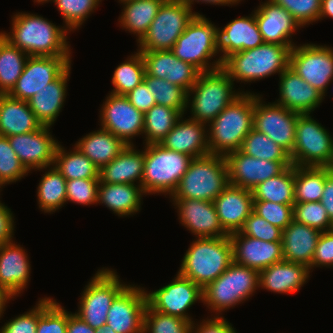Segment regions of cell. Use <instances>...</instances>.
I'll return each mask as SVG.
<instances>
[{"mask_svg":"<svg viewBox=\"0 0 333 333\" xmlns=\"http://www.w3.org/2000/svg\"><path fill=\"white\" fill-rule=\"evenodd\" d=\"M10 32L0 31L12 45L29 56L71 55L68 33L65 26H56L41 15L16 12L11 17Z\"/></svg>","mask_w":333,"mask_h":333,"instance_id":"cell-1","label":"cell"},{"mask_svg":"<svg viewBox=\"0 0 333 333\" xmlns=\"http://www.w3.org/2000/svg\"><path fill=\"white\" fill-rule=\"evenodd\" d=\"M254 108L255 93L243 92L207 125L210 154L226 156L240 149L253 129Z\"/></svg>","mask_w":333,"mask_h":333,"instance_id":"cell-2","label":"cell"},{"mask_svg":"<svg viewBox=\"0 0 333 333\" xmlns=\"http://www.w3.org/2000/svg\"><path fill=\"white\" fill-rule=\"evenodd\" d=\"M181 262L178 273L205 288L233 262L230 236L195 238Z\"/></svg>","mask_w":333,"mask_h":333,"instance_id":"cell-3","label":"cell"},{"mask_svg":"<svg viewBox=\"0 0 333 333\" xmlns=\"http://www.w3.org/2000/svg\"><path fill=\"white\" fill-rule=\"evenodd\" d=\"M294 46L263 43L259 47L243 50L228 56L222 69L234 82L252 83L271 75L278 76L289 67L290 52Z\"/></svg>","mask_w":333,"mask_h":333,"instance_id":"cell-4","label":"cell"},{"mask_svg":"<svg viewBox=\"0 0 333 333\" xmlns=\"http://www.w3.org/2000/svg\"><path fill=\"white\" fill-rule=\"evenodd\" d=\"M234 84L222 68L200 73L188 91L187 109L190 108L191 115L188 117L208 125L243 92H250L237 91Z\"/></svg>","mask_w":333,"mask_h":333,"instance_id":"cell-5","label":"cell"},{"mask_svg":"<svg viewBox=\"0 0 333 333\" xmlns=\"http://www.w3.org/2000/svg\"><path fill=\"white\" fill-rule=\"evenodd\" d=\"M259 288V271L232 262L213 282L203 288V305L219 316L248 301ZM215 314V315H214Z\"/></svg>","mask_w":333,"mask_h":333,"instance_id":"cell-6","label":"cell"},{"mask_svg":"<svg viewBox=\"0 0 333 333\" xmlns=\"http://www.w3.org/2000/svg\"><path fill=\"white\" fill-rule=\"evenodd\" d=\"M228 185L225 156L209 154L191 160L170 199L214 201Z\"/></svg>","mask_w":333,"mask_h":333,"instance_id":"cell-7","label":"cell"},{"mask_svg":"<svg viewBox=\"0 0 333 333\" xmlns=\"http://www.w3.org/2000/svg\"><path fill=\"white\" fill-rule=\"evenodd\" d=\"M144 172L141 187L146 195L170 196L193 158L164 148L159 143L144 145Z\"/></svg>","mask_w":333,"mask_h":333,"instance_id":"cell-8","label":"cell"},{"mask_svg":"<svg viewBox=\"0 0 333 333\" xmlns=\"http://www.w3.org/2000/svg\"><path fill=\"white\" fill-rule=\"evenodd\" d=\"M171 51L178 59L193 65L201 73L222 67L221 58H215L219 56L218 26L204 15L193 18Z\"/></svg>","mask_w":333,"mask_h":333,"instance_id":"cell-9","label":"cell"},{"mask_svg":"<svg viewBox=\"0 0 333 333\" xmlns=\"http://www.w3.org/2000/svg\"><path fill=\"white\" fill-rule=\"evenodd\" d=\"M129 284L124 283L114 269H98L81 292L74 314L94 329L103 328L112 302Z\"/></svg>","mask_w":333,"mask_h":333,"instance_id":"cell-10","label":"cell"},{"mask_svg":"<svg viewBox=\"0 0 333 333\" xmlns=\"http://www.w3.org/2000/svg\"><path fill=\"white\" fill-rule=\"evenodd\" d=\"M289 156L294 166L330 167L333 162V137L311 114H300L294 148Z\"/></svg>","mask_w":333,"mask_h":333,"instance_id":"cell-11","label":"cell"},{"mask_svg":"<svg viewBox=\"0 0 333 333\" xmlns=\"http://www.w3.org/2000/svg\"><path fill=\"white\" fill-rule=\"evenodd\" d=\"M196 15L181 0H165L148 31L137 43L138 51L171 50Z\"/></svg>","mask_w":333,"mask_h":333,"instance_id":"cell-12","label":"cell"},{"mask_svg":"<svg viewBox=\"0 0 333 333\" xmlns=\"http://www.w3.org/2000/svg\"><path fill=\"white\" fill-rule=\"evenodd\" d=\"M289 67L321 92L325 99L333 79V47L315 43L296 44L290 52Z\"/></svg>","mask_w":333,"mask_h":333,"instance_id":"cell-13","label":"cell"},{"mask_svg":"<svg viewBox=\"0 0 333 333\" xmlns=\"http://www.w3.org/2000/svg\"><path fill=\"white\" fill-rule=\"evenodd\" d=\"M297 112L275 103H266L262 94L255 93L253 128L267 135L289 155L295 143Z\"/></svg>","mask_w":333,"mask_h":333,"instance_id":"cell-14","label":"cell"},{"mask_svg":"<svg viewBox=\"0 0 333 333\" xmlns=\"http://www.w3.org/2000/svg\"><path fill=\"white\" fill-rule=\"evenodd\" d=\"M175 276L169 284L155 291H147L145 288L147 304L155 311L192 323L194 320L188 311L197 301L203 302V289L178 272Z\"/></svg>","mask_w":333,"mask_h":333,"instance_id":"cell-15","label":"cell"},{"mask_svg":"<svg viewBox=\"0 0 333 333\" xmlns=\"http://www.w3.org/2000/svg\"><path fill=\"white\" fill-rule=\"evenodd\" d=\"M71 56H29L21 76L8 95L14 99L29 101L72 65Z\"/></svg>","mask_w":333,"mask_h":333,"instance_id":"cell-16","label":"cell"},{"mask_svg":"<svg viewBox=\"0 0 333 333\" xmlns=\"http://www.w3.org/2000/svg\"><path fill=\"white\" fill-rule=\"evenodd\" d=\"M100 127L110 131L126 145L144 131V113L137 110L124 95L109 93L99 111Z\"/></svg>","mask_w":333,"mask_h":333,"instance_id":"cell-17","label":"cell"},{"mask_svg":"<svg viewBox=\"0 0 333 333\" xmlns=\"http://www.w3.org/2000/svg\"><path fill=\"white\" fill-rule=\"evenodd\" d=\"M146 306L145 288L129 284L112 302L106 327L117 333H143Z\"/></svg>","mask_w":333,"mask_h":333,"instance_id":"cell-18","label":"cell"},{"mask_svg":"<svg viewBox=\"0 0 333 333\" xmlns=\"http://www.w3.org/2000/svg\"><path fill=\"white\" fill-rule=\"evenodd\" d=\"M229 184L252 190L259 183L281 174L291 162H276L254 158L240 150L226 156Z\"/></svg>","mask_w":333,"mask_h":333,"instance_id":"cell-19","label":"cell"},{"mask_svg":"<svg viewBox=\"0 0 333 333\" xmlns=\"http://www.w3.org/2000/svg\"><path fill=\"white\" fill-rule=\"evenodd\" d=\"M50 130L51 127L42 126L36 131L7 137L12 149L29 172L54 165L59 142Z\"/></svg>","mask_w":333,"mask_h":333,"instance_id":"cell-20","label":"cell"},{"mask_svg":"<svg viewBox=\"0 0 333 333\" xmlns=\"http://www.w3.org/2000/svg\"><path fill=\"white\" fill-rule=\"evenodd\" d=\"M177 209L180 224L195 238L229 236L222 228L213 201L170 199Z\"/></svg>","mask_w":333,"mask_h":333,"instance_id":"cell-21","label":"cell"},{"mask_svg":"<svg viewBox=\"0 0 333 333\" xmlns=\"http://www.w3.org/2000/svg\"><path fill=\"white\" fill-rule=\"evenodd\" d=\"M141 55L147 75L165 79L187 92L201 73L193 65L178 59L171 50L141 51Z\"/></svg>","mask_w":333,"mask_h":333,"instance_id":"cell-22","label":"cell"},{"mask_svg":"<svg viewBox=\"0 0 333 333\" xmlns=\"http://www.w3.org/2000/svg\"><path fill=\"white\" fill-rule=\"evenodd\" d=\"M233 262L261 271L283 261L282 241L268 242L235 232L229 235Z\"/></svg>","mask_w":333,"mask_h":333,"instance_id":"cell-23","label":"cell"},{"mask_svg":"<svg viewBox=\"0 0 333 333\" xmlns=\"http://www.w3.org/2000/svg\"><path fill=\"white\" fill-rule=\"evenodd\" d=\"M255 18L264 43L295 46L292 37L301 27L292 15L271 0L260 2L256 7Z\"/></svg>","mask_w":333,"mask_h":333,"instance_id":"cell-24","label":"cell"},{"mask_svg":"<svg viewBox=\"0 0 333 333\" xmlns=\"http://www.w3.org/2000/svg\"><path fill=\"white\" fill-rule=\"evenodd\" d=\"M279 98L275 103L299 114H312L324 100V95L303 80L291 67L279 76Z\"/></svg>","mask_w":333,"mask_h":333,"instance_id":"cell-25","label":"cell"},{"mask_svg":"<svg viewBox=\"0 0 333 333\" xmlns=\"http://www.w3.org/2000/svg\"><path fill=\"white\" fill-rule=\"evenodd\" d=\"M183 114L172 130L159 143L164 148L199 158L210 154L208 126Z\"/></svg>","mask_w":333,"mask_h":333,"instance_id":"cell-26","label":"cell"},{"mask_svg":"<svg viewBox=\"0 0 333 333\" xmlns=\"http://www.w3.org/2000/svg\"><path fill=\"white\" fill-rule=\"evenodd\" d=\"M264 43L255 18V10L218 27V50L222 62L230 55L259 47Z\"/></svg>","mask_w":333,"mask_h":333,"instance_id":"cell-27","label":"cell"},{"mask_svg":"<svg viewBox=\"0 0 333 333\" xmlns=\"http://www.w3.org/2000/svg\"><path fill=\"white\" fill-rule=\"evenodd\" d=\"M223 230L239 232L253 211L252 191L229 184L213 201Z\"/></svg>","mask_w":333,"mask_h":333,"instance_id":"cell-28","label":"cell"},{"mask_svg":"<svg viewBox=\"0 0 333 333\" xmlns=\"http://www.w3.org/2000/svg\"><path fill=\"white\" fill-rule=\"evenodd\" d=\"M23 245L12 242L0 245V287L14 297L23 293L30 282L31 262Z\"/></svg>","mask_w":333,"mask_h":333,"instance_id":"cell-29","label":"cell"},{"mask_svg":"<svg viewBox=\"0 0 333 333\" xmlns=\"http://www.w3.org/2000/svg\"><path fill=\"white\" fill-rule=\"evenodd\" d=\"M310 276L306 265L283 260L259 271V289L261 287L275 294H294Z\"/></svg>","mask_w":333,"mask_h":333,"instance_id":"cell-30","label":"cell"},{"mask_svg":"<svg viewBox=\"0 0 333 333\" xmlns=\"http://www.w3.org/2000/svg\"><path fill=\"white\" fill-rule=\"evenodd\" d=\"M71 65L53 82L39 90L28 102L30 109L42 126L52 127L57 120L67 96V83Z\"/></svg>","mask_w":333,"mask_h":333,"instance_id":"cell-31","label":"cell"},{"mask_svg":"<svg viewBox=\"0 0 333 333\" xmlns=\"http://www.w3.org/2000/svg\"><path fill=\"white\" fill-rule=\"evenodd\" d=\"M321 231L292 221L282 231L283 259L288 262L311 266Z\"/></svg>","mask_w":333,"mask_h":333,"instance_id":"cell-32","label":"cell"},{"mask_svg":"<svg viewBox=\"0 0 333 333\" xmlns=\"http://www.w3.org/2000/svg\"><path fill=\"white\" fill-rule=\"evenodd\" d=\"M137 150L135 145L127 147L110 163L99 170V178L107 184H136L141 186L144 172V146Z\"/></svg>","mask_w":333,"mask_h":333,"instance_id":"cell-33","label":"cell"},{"mask_svg":"<svg viewBox=\"0 0 333 333\" xmlns=\"http://www.w3.org/2000/svg\"><path fill=\"white\" fill-rule=\"evenodd\" d=\"M144 195L140 185L107 184L100 181L97 204L105 205L118 217H129L140 212Z\"/></svg>","mask_w":333,"mask_h":333,"instance_id":"cell-34","label":"cell"},{"mask_svg":"<svg viewBox=\"0 0 333 333\" xmlns=\"http://www.w3.org/2000/svg\"><path fill=\"white\" fill-rule=\"evenodd\" d=\"M42 127L27 101L0 94V135L14 136L36 131Z\"/></svg>","mask_w":333,"mask_h":333,"instance_id":"cell-35","label":"cell"},{"mask_svg":"<svg viewBox=\"0 0 333 333\" xmlns=\"http://www.w3.org/2000/svg\"><path fill=\"white\" fill-rule=\"evenodd\" d=\"M74 145L91 160L99 170L104 165L110 163L127 147L121 139L101 127L99 130L86 134Z\"/></svg>","mask_w":333,"mask_h":333,"instance_id":"cell-36","label":"cell"},{"mask_svg":"<svg viewBox=\"0 0 333 333\" xmlns=\"http://www.w3.org/2000/svg\"><path fill=\"white\" fill-rule=\"evenodd\" d=\"M165 0H129L118 1L123 5L118 17L122 30L136 35L137 43L146 34L151 22L156 17L158 10Z\"/></svg>","mask_w":333,"mask_h":333,"instance_id":"cell-37","label":"cell"},{"mask_svg":"<svg viewBox=\"0 0 333 333\" xmlns=\"http://www.w3.org/2000/svg\"><path fill=\"white\" fill-rule=\"evenodd\" d=\"M38 171H45L39 181L36 193L39 209L44 213L53 214L67 203V180L54 166L38 169Z\"/></svg>","mask_w":333,"mask_h":333,"instance_id":"cell-38","label":"cell"},{"mask_svg":"<svg viewBox=\"0 0 333 333\" xmlns=\"http://www.w3.org/2000/svg\"><path fill=\"white\" fill-rule=\"evenodd\" d=\"M330 167L294 166L295 203L321 201Z\"/></svg>","mask_w":333,"mask_h":333,"instance_id":"cell-39","label":"cell"},{"mask_svg":"<svg viewBox=\"0 0 333 333\" xmlns=\"http://www.w3.org/2000/svg\"><path fill=\"white\" fill-rule=\"evenodd\" d=\"M66 180L99 178V169L80 150L74 147L67 151L62 144H58L54 165Z\"/></svg>","mask_w":333,"mask_h":333,"instance_id":"cell-40","label":"cell"},{"mask_svg":"<svg viewBox=\"0 0 333 333\" xmlns=\"http://www.w3.org/2000/svg\"><path fill=\"white\" fill-rule=\"evenodd\" d=\"M251 191L253 200L294 205V165L287 167L281 174L259 183Z\"/></svg>","mask_w":333,"mask_h":333,"instance_id":"cell-41","label":"cell"},{"mask_svg":"<svg viewBox=\"0 0 333 333\" xmlns=\"http://www.w3.org/2000/svg\"><path fill=\"white\" fill-rule=\"evenodd\" d=\"M28 57L0 34V94H8L12 90Z\"/></svg>","mask_w":333,"mask_h":333,"instance_id":"cell-42","label":"cell"},{"mask_svg":"<svg viewBox=\"0 0 333 333\" xmlns=\"http://www.w3.org/2000/svg\"><path fill=\"white\" fill-rule=\"evenodd\" d=\"M182 115L179 110L155 104L144 113L143 144L160 143Z\"/></svg>","mask_w":333,"mask_h":333,"instance_id":"cell-43","label":"cell"},{"mask_svg":"<svg viewBox=\"0 0 333 333\" xmlns=\"http://www.w3.org/2000/svg\"><path fill=\"white\" fill-rule=\"evenodd\" d=\"M145 74V65L141 51L137 50L115 68L111 78L114 87L110 93L126 95L144 81Z\"/></svg>","mask_w":333,"mask_h":333,"instance_id":"cell-44","label":"cell"},{"mask_svg":"<svg viewBox=\"0 0 333 333\" xmlns=\"http://www.w3.org/2000/svg\"><path fill=\"white\" fill-rule=\"evenodd\" d=\"M239 150L261 160L291 162L289 154L283 148L254 128L244 138Z\"/></svg>","mask_w":333,"mask_h":333,"instance_id":"cell-45","label":"cell"},{"mask_svg":"<svg viewBox=\"0 0 333 333\" xmlns=\"http://www.w3.org/2000/svg\"><path fill=\"white\" fill-rule=\"evenodd\" d=\"M144 82L150 88L156 104L179 110L182 114L187 113L188 92L185 89L147 74L144 76Z\"/></svg>","mask_w":333,"mask_h":333,"instance_id":"cell-46","label":"cell"},{"mask_svg":"<svg viewBox=\"0 0 333 333\" xmlns=\"http://www.w3.org/2000/svg\"><path fill=\"white\" fill-rule=\"evenodd\" d=\"M102 0H49L54 3L63 18V26L70 32L81 28Z\"/></svg>","mask_w":333,"mask_h":333,"instance_id":"cell-47","label":"cell"},{"mask_svg":"<svg viewBox=\"0 0 333 333\" xmlns=\"http://www.w3.org/2000/svg\"><path fill=\"white\" fill-rule=\"evenodd\" d=\"M68 311L53 297L41 298V316L36 333H67Z\"/></svg>","mask_w":333,"mask_h":333,"instance_id":"cell-48","label":"cell"},{"mask_svg":"<svg viewBox=\"0 0 333 333\" xmlns=\"http://www.w3.org/2000/svg\"><path fill=\"white\" fill-rule=\"evenodd\" d=\"M30 173L12 149L6 136L0 135V192L8 184L20 181Z\"/></svg>","mask_w":333,"mask_h":333,"instance_id":"cell-49","label":"cell"},{"mask_svg":"<svg viewBox=\"0 0 333 333\" xmlns=\"http://www.w3.org/2000/svg\"><path fill=\"white\" fill-rule=\"evenodd\" d=\"M191 322L153 310L148 304L144 313L143 333H190Z\"/></svg>","mask_w":333,"mask_h":333,"instance_id":"cell-50","label":"cell"},{"mask_svg":"<svg viewBox=\"0 0 333 333\" xmlns=\"http://www.w3.org/2000/svg\"><path fill=\"white\" fill-rule=\"evenodd\" d=\"M293 220L321 232L333 229V223L321 201L295 203L293 205Z\"/></svg>","mask_w":333,"mask_h":333,"instance_id":"cell-51","label":"cell"},{"mask_svg":"<svg viewBox=\"0 0 333 333\" xmlns=\"http://www.w3.org/2000/svg\"><path fill=\"white\" fill-rule=\"evenodd\" d=\"M100 178L72 179L66 182V202L97 205Z\"/></svg>","mask_w":333,"mask_h":333,"instance_id":"cell-52","label":"cell"},{"mask_svg":"<svg viewBox=\"0 0 333 333\" xmlns=\"http://www.w3.org/2000/svg\"><path fill=\"white\" fill-rule=\"evenodd\" d=\"M285 8L301 28L319 21L321 0H271Z\"/></svg>","mask_w":333,"mask_h":333,"instance_id":"cell-53","label":"cell"},{"mask_svg":"<svg viewBox=\"0 0 333 333\" xmlns=\"http://www.w3.org/2000/svg\"><path fill=\"white\" fill-rule=\"evenodd\" d=\"M253 211L282 230L293 221V205L253 200Z\"/></svg>","mask_w":333,"mask_h":333,"instance_id":"cell-54","label":"cell"},{"mask_svg":"<svg viewBox=\"0 0 333 333\" xmlns=\"http://www.w3.org/2000/svg\"><path fill=\"white\" fill-rule=\"evenodd\" d=\"M282 229L270 224L254 211L246 218L243 228L239 231L242 235L256 239L274 242L282 241Z\"/></svg>","mask_w":333,"mask_h":333,"instance_id":"cell-55","label":"cell"},{"mask_svg":"<svg viewBox=\"0 0 333 333\" xmlns=\"http://www.w3.org/2000/svg\"><path fill=\"white\" fill-rule=\"evenodd\" d=\"M41 316V298L29 311L19 314L1 326L0 333H36Z\"/></svg>","mask_w":333,"mask_h":333,"instance_id":"cell-56","label":"cell"},{"mask_svg":"<svg viewBox=\"0 0 333 333\" xmlns=\"http://www.w3.org/2000/svg\"><path fill=\"white\" fill-rule=\"evenodd\" d=\"M317 267L333 268V229L322 232L318 239L312 263L309 267L310 272H313V268L316 269Z\"/></svg>","mask_w":333,"mask_h":333,"instance_id":"cell-57","label":"cell"},{"mask_svg":"<svg viewBox=\"0 0 333 333\" xmlns=\"http://www.w3.org/2000/svg\"><path fill=\"white\" fill-rule=\"evenodd\" d=\"M209 318L200 320V322L196 321L197 323L193 321L190 333H238L233 324L226 320L223 315L221 317L211 316Z\"/></svg>","mask_w":333,"mask_h":333,"instance_id":"cell-58","label":"cell"},{"mask_svg":"<svg viewBox=\"0 0 333 333\" xmlns=\"http://www.w3.org/2000/svg\"><path fill=\"white\" fill-rule=\"evenodd\" d=\"M124 96L137 110L143 113L150 110L156 104L150 88H148L144 81Z\"/></svg>","mask_w":333,"mask_h":333,"instance_id":"cell-59","label":"cell"},{"mask_svg":"<svg viewBox=\"0 0 333 333\" xmlns=\"http://www.w3.org/2000/svg\"><path fill=\"white\" fill-rule=\"evenodd\" d=\"M13 212L0 200V245L13 241L15 230Z\"/></svg>","mask_w":333,"mask_h":333,"instance_id":"cell-60","label":"cell"},{"mask_svg":"<svg viewBox=\"0 0 333 333\" xmlns=\"http://www.w3.org/2000/svg\"><path fill=\"white\" fill-rule=\"evenodd\" d=\"M321 203L326 209L327 215L333 223V170L325 178Z\"/></svg>","mask_w":333,"mask_h":333,"instance_id":"cell-61","label":"cell"},{"mask_svg":"<svg viewBox=\"0 0 333 333\" xmlns=\"http://www.w3.org/2000/svg\"><path fill=\"white\" fill-rule=\"evenodd\" d=\"M67 333H96V329L81 320L76 314L68 311Z\"/></svg>","mask_w":333,"mask_h":333,"instance_id":"cell-62","label":"cell"},{"mask_svg":"<svg viewBox=\"0 0 333 333\" xmlns=\"http://www.w3.org/2000/svg\"><path fill=\"white\" fill-rule=\"evenodd\" d=\"M184 2L192 11H193V5L196 3H205L210 5H219V6H233L236 4V6L242 1V0H181Z\"/></svg>","mask_w":333,"mask_h":333,"instance_id":"cell-63","label":"cell"},{"mask_svg":"<svg viewBox=\"0 0 333 333\" xmlns=\"http://www.w3.org/2000/svg\"><path fill=\"white\" fill-rule=\"evenodd\" d=\"M15 297L5 288L0 287V320L3 318V314L6 311L7 304Z\"/></svg>","mask_w":333,"mask_h":333,"instance_id":"cell-64","label":"cell"},{"mask_svg":"<svg viewBox=\"0 0 333 333\" xmlns=\"http://www.w3.org/2000/svg\"><path fill=\"white\" fill-rule=\"evenodd\" d=\"M328 17L333 18V0H321L319 21Z\"/></svg>","mask_w":333,"mask_h":333,"instance_id":"cell-65","label":"cell"},{"mask_svg":"<svg viewBox=\"0 0 333 333\" xmlns=\"http://www.w3.org/2000/svg\"><path fill=\"white\" fill-rule=\"evenodd\" d=\"M96 333H117L111 327L104 326L101 329H96Z\"/></svg>","mask_w":333,"mask_h":333,"instance_id":"cell-66","label":"cell"},{"mask_svg":"<svg viewBox=\"0 0 333 333\" xmlns=\"http://www.w3.org/2000/svg\"><path fill=\"white\" fill-rule=\"evenodd\" d=\"M49 0H34L33 2L34 3H37V4H44V3H48Z\"/></svg>","mask_w":333,"mask_h":333,"instance_id":"cell-67","label":"cell"},{"mask_svg":"<svg viewBox=\"0 0 333 333\" xmlns=\"http://www.w3.org/2000/svg\"><path fill=\"white\" fill-rule=\"evenodd\" d=\"M330 168H331V170H333V162H332V164H331Z\"/></svg>","mask_w":333,"mask_h":333,"instance_id":"cell-68","label":"cell"}]
</instances>
